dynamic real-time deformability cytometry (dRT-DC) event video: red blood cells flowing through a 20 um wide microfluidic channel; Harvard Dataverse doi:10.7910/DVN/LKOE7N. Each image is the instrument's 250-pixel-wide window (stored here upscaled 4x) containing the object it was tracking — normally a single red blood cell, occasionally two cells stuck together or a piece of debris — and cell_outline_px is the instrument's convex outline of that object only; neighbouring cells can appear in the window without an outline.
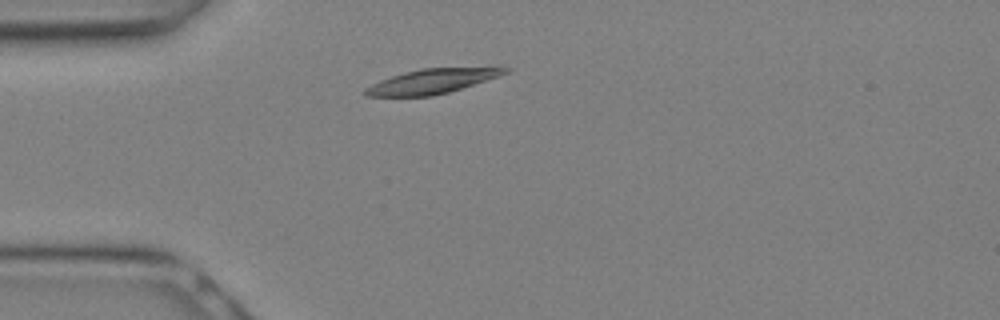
{"species": "Egyptian fruit bat (a non-hibernating species)", "species_latin": "Rousettus aegyptiacus", "temperature_condition": "warm", "stored_images_in_passage": 10, "camera_frame_rate_fps": 3000, "um_per_image_px": 0.085, "animal": {"sex": "female"}, "frame": {"image": 1, "passage_image": 4, "time_ms": 1.0, "image_size_px": [1000, 320], "cell_outline_px": [[512, 68], [508, 72], [500, 76], [448, 92], [432, 96], [364, 96], [360, 92], [364, 88], [380, 80], [404, 72], [420, 68], [492, 64], [500, 64]], "centroid_in_image_um": [36.9, 6.84], "position_along_channel_um": 48.1, "area_um2": 21.27}}
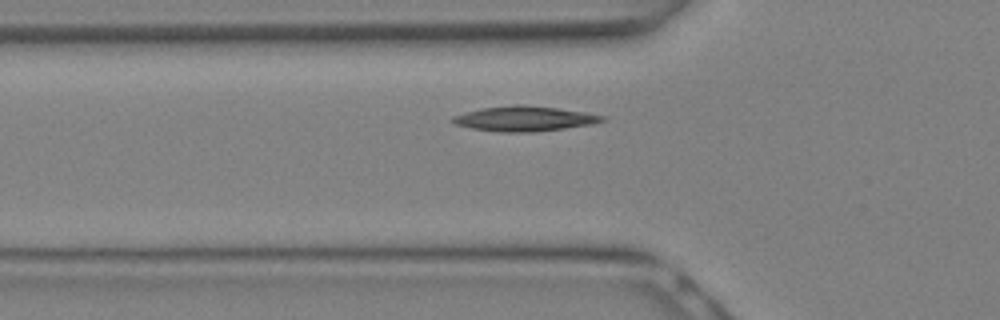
{"frame": {"image": 2, "passage_image": 6, "time_ms": 1.667, "image_size_px": [1000, 320], "cell_outline_px": [[608, 120], [596, 124], [532, 132], [500, 132], [472, 128], [456, 124], [452, 120], [452, 116], [480, 108], [516, 104], [524, 104], [556, 108], [584, 112], [604, 116]], "centroid_in_image_um": [44.61, 10.08], "position_along_channel_um": 81.2, "area_um2": 21.79}}
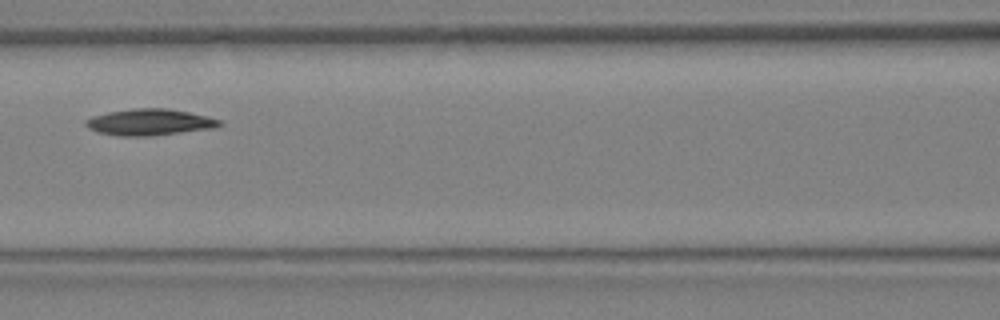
{"frame": {"image": 3, "passage_image": 9, "time_ms": 2.667, "image_size_px": [1000, 320], "cell_outline_px": [[224, 124], [216, 128], [152, 136], [120, 136], [96, 132], [88, 128], [84, 124], [84, 120], [92, 116], [108, 112], [132, 108], [168, 108], [208, 116], [220, 120]], "centroid_in_image_um": [12.71, 10.39], "position_along_channel_um": 153.9, "area_um2": 20.87}}